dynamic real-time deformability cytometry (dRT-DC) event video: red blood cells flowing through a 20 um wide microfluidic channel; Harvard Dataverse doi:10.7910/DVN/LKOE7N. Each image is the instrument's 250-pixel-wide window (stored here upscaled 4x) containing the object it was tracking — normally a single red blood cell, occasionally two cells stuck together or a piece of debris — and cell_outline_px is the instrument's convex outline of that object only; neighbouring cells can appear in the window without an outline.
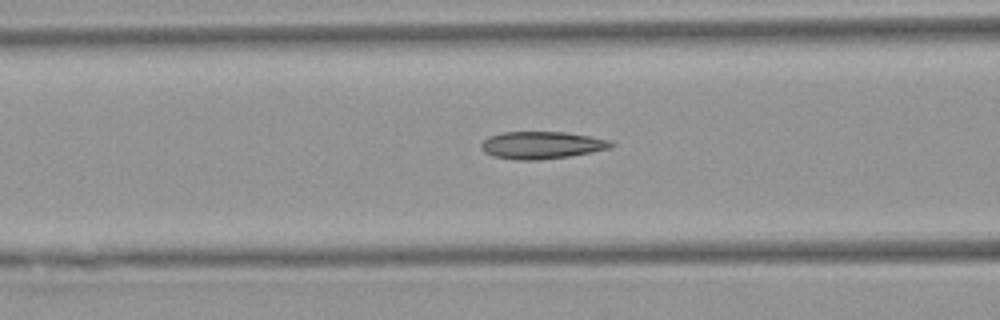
{"species": "Egyptian fruit bat (a non-hibernating species)", "species_latin": "Rousettus aegyptiacus", "temperature_condition": "warm", "stored_images_in_passage": 19, "camera_frame_rate_fps": 3000, "um_per_image_px": 0.085, "animal": {"sex": "female"}, "frame": {"image": 1, "passage_image": 8, "time_ms": 2.333, "image_size_px": [1000, 320], "cell_outline_px": [[616, 144], [612, 148], [592, 152], [568, 156], [540, 160], [516, 160], [492, 156], [484, 152], [480, 148], [480, 144], [488, 136], [500, 132], [564, 132], [612, 140]], "centroid_in_image_um": [46.04, 12.34], "position_along_channel_um": 120.6, "area_um2": 20.92}}
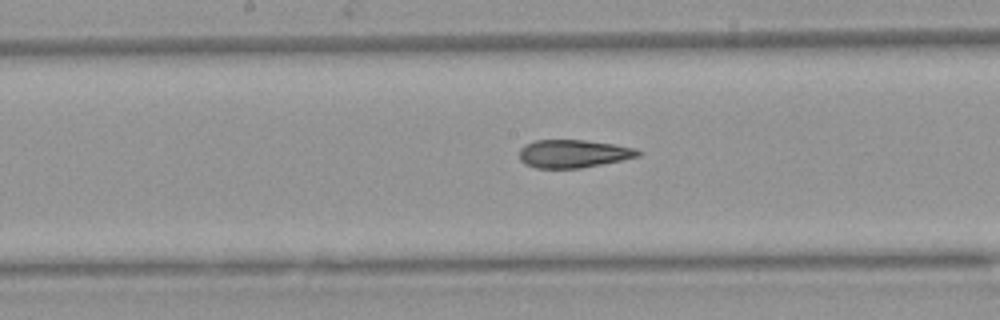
{"frame": {"image": 2, "passage_image": 14, "time_ms": 4.333, "image_size_px": [1000, 320], "cell_outline_px": [[644, 152], [640, 156], [580, 168], [536, 168], [524, 164], [520, 160], [520, 148], [524, 144], [536, 140], [584, 140], [616, 144], [636, 148]], "centroid_in_image_um": [48.74, 13.05], "position_along_channel_um": 199.5, "area_um2": 19.48}}
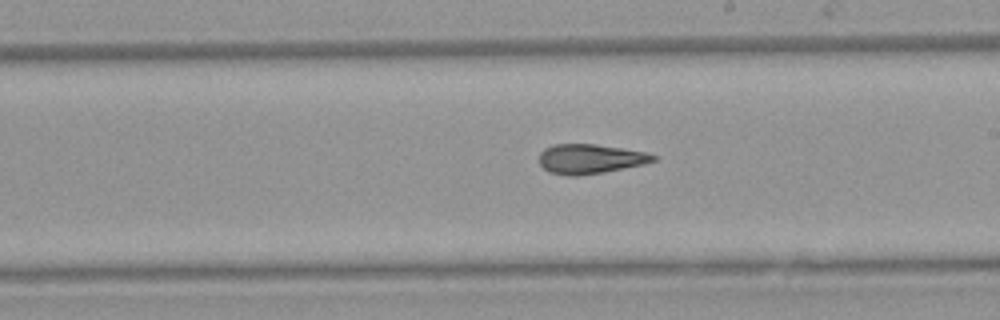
{"frame": {"image": 3, "passage_image": 17, "time_ms": 5.333, "image_size_px": [1000, 320], "cell_outline_px": [[656, 160], [644, 164], [604, 172], [580, 176], [568, 176], [548, 172], [540, 164], [540, 152], [544, 148], [552, 144], [596, 144], [648, 152], [656, 156]], "centroid_in_image_um": [50.15, 13.5], "position_along_channel_um": 238.8, "area_um2": 19.83}}